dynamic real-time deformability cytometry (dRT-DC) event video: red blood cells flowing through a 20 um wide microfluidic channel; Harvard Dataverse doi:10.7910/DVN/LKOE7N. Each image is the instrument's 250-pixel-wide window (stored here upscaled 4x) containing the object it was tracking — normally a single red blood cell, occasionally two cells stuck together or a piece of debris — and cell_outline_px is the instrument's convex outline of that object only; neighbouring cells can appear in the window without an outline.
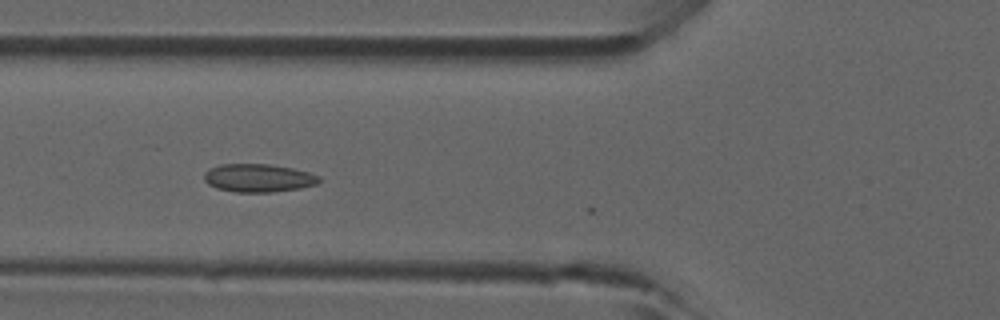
{"species": "common noctule bat (a hibernating species)", "species_latin": "Nyctalus noctula", "temperature_condition": "room temperature", "stored_images_in_passage": 5, "camera_frame_rate_fps": 3000, "um_per_image_px": 0.085, "animal": {"sex": "male", "forearm_length_mm": 52.5}, "frame": {"image": 1, "passage_image": 5, "time_ms": 1.333, "image_size_px": [1000, 320], "cell_outline_px": [[320, 180], [316, 184], [300, 188], [272, 192], [236, 192], [216, 188], [208, 184], [204, 180], [204, 172], [220, 164], [268, 164], [292, 168], [308, 172], [320, 176]], "centroid_in_image_um": [21.95, 15.13], "position_along_channel_um": 103.9, "area_um2": 18.79}}